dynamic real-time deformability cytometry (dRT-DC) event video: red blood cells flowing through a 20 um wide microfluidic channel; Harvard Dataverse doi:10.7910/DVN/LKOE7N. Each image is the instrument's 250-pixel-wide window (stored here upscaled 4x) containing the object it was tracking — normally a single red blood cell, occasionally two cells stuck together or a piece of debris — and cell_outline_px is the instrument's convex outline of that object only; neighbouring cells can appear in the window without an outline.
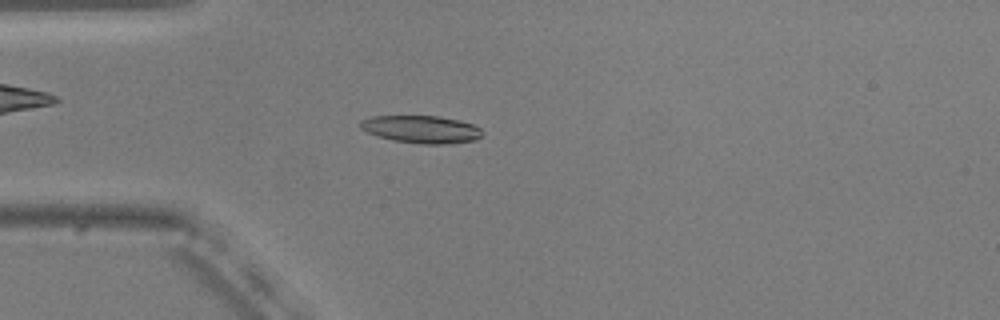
{"species": "common noctule bat (a hibernating species)", "species_latin": "Nyctalus noctula", "temperature_condition": "warm", "stored_images_in_passage": 53, "camera_frame_rate_fps": 3000, "um_per_image_px": 0.085, "animal": {"sex": "male", "body_mass_g": 20.5, "forearm_length_mm": 52.5}, "frame": {"image": 1, "passage_image": 14, "time_ms": 4.333, "image_size_px": [1000, 320], "cell_outline_px": [[484, 136], [476, 140], [456, 144], [424, 144], [392, 140], [376, 136], [360, 128], [360, 120], [372, 116], [436, 116], [460, 120], [472, 124], [480, 128], [484, 132]], "centroid_in_image_um": [35.87, 11.0], "position_along_channel_um": 49.1, "area_um2": 19.88}}
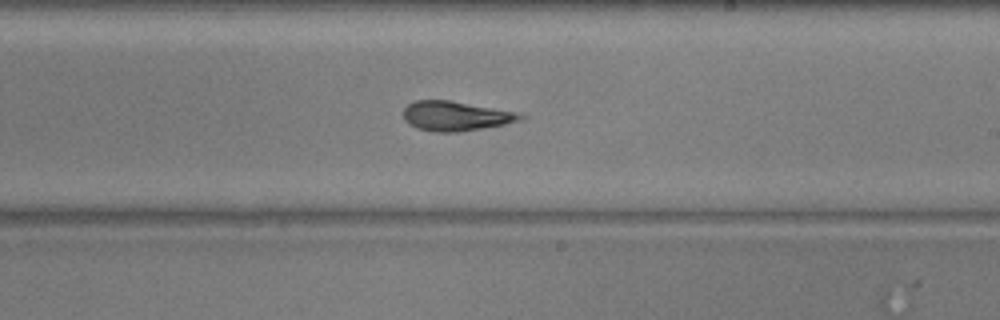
{"frame": {"image": 2, "passage_image": 31, "time_ms": 10.0, "image_size_px": [1000, 320], "cell_outline_px": [[528, 116], [524, 120], [504, 124], [456, 132], [432, 132], [416, 128], [408, 124], [404, 120], [404, 108], [408, 104], [416, 100], [448, 100], [492, 108], [512, 112]], "centroid_in_image_um": [38.68, 9.87], "position_along_channel_um": 250.3, "area_um2": 19.94}}
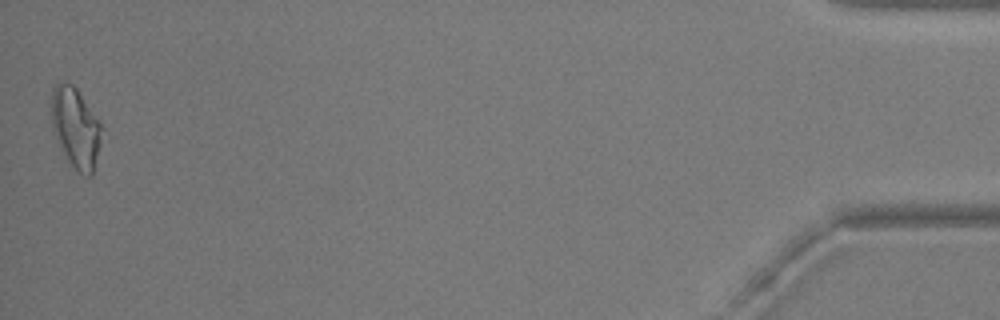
{"frame": {"image": 3, "passage_image": 53, "time_ms": 17.333, "image_size_px": [1000, 320], "cell_outline_px": [[104, 128], [92, 176], [88, 176], [80, 172], [68, 160], [60, 148], [52, 128], [52, 88], [60, 80], [72, 84], [76, 88], [100, 120]], "centroid_in_image_um": [6.45, 10.82], "position_along_channel_um": 428.8, "area_um2": 23.52}, "authors_computed_cell_mechanics": {"area_um2": 19.9988, "velocity_mm_per_s": 3.7313, "shape_relaxation_time_tau1_ms": null, "shape_relaxation_time_tau2_ms": 2.6172, "deformation_change_tau1": null, "deformation_change_tau2": 0.1419}}